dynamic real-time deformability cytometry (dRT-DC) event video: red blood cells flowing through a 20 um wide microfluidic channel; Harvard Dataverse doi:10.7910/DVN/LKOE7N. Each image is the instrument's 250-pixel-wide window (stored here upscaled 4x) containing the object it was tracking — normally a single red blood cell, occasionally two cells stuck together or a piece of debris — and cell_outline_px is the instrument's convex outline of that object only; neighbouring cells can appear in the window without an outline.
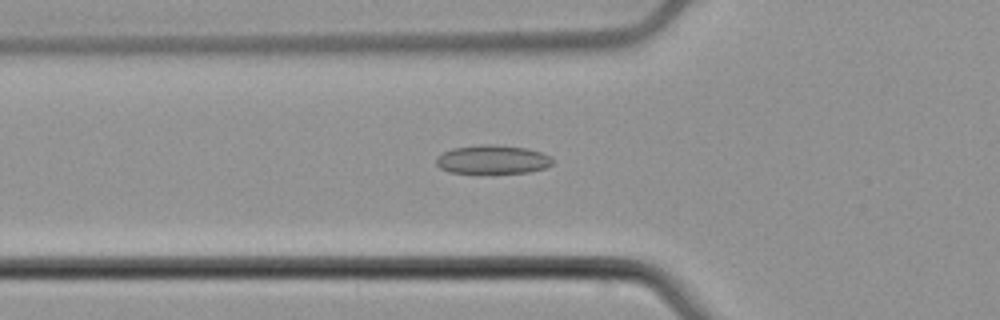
{"species": "common noctule bat (a hibernating species)", "species_latin": "Nyctalus noctula", "temperature_condition": "cold", "stored_images_in_passage": 43, "camera_frame_rate_fps": 3000, "um_per_image_px": 0.085, "animal": {"sex": "male", "body_mass_g": 21.5, "forearm_length_mm": 52.0}, "frame": {"image": 1, "passage_image": 8, "time_ms": 2.333, "image_size_px": [1000, 320], "cell_outline_px": [[552, 164], [544, 168], [528, 172], [492, 176], [480, 176], [448, 172], [440, 168], [436, 164], [436, 160], [444, 152], [452, 148], [480, 144], [488, 144], [524, 148], [540, 152], [548, 156], [552, 160]], "centroid_in_image_um": [41.81, 13.63], "position_along_channel_um": 84.0, "area_um2": 20.29}}
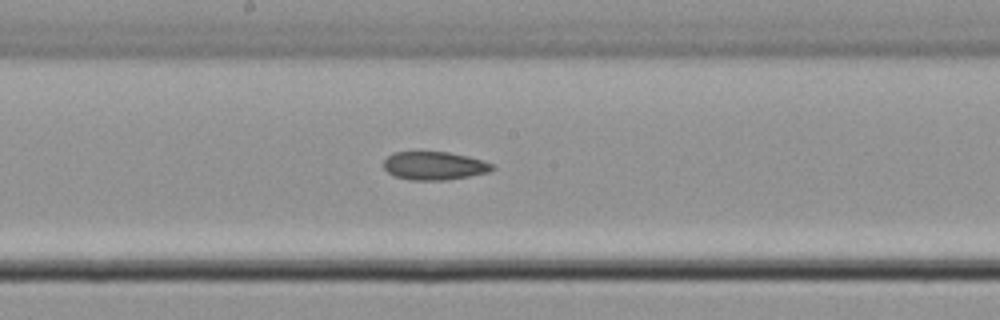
{"frame": {"image": 2, "passage_image": 18, "time_ms": 5.667, "image_size_px": [1000, 320], "cell_outline_px": [[496, 168], [492, 172], [448, 180], [412, 180], [396, 176], [388, 172], [384, 168], [384, 160], [388, 156], [396, 152], [448, 152], [468, 156], [492, 164]], "centroid_in_image_um": [36.96, 14.1], "position_along_channel_um": 211.2, "area_um2": 17.86}}
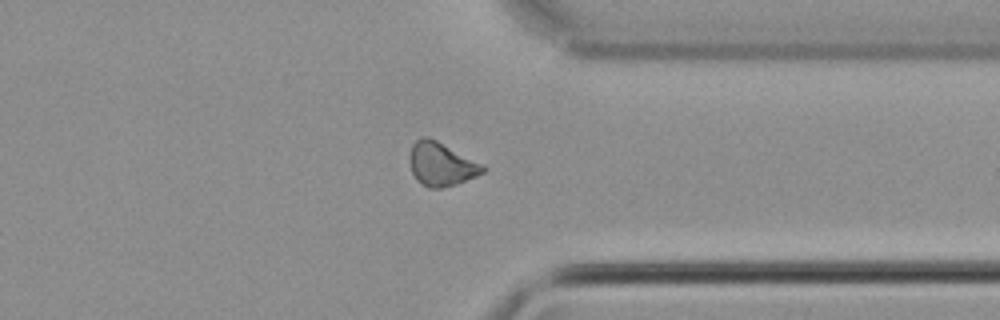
{"frame": {"image": 3, "passage_image": 31, "time_ms": 10.0, "image_size_px": [1000, 320], "cell_outline_px": [[488, 168], [484, 172], [476, 176], [456, 184], [440, 188], [428, 188], [420, 184], [416, 180], [412, 172], [408, 160], [408, 156], [412, 144], [416, 140], [424, 136], [428, 136], [484, 164]], "centroid_in_image_um": [37.49, 13.95], "position_along_channel_um": 373.9, "area_um2": 18.84}}